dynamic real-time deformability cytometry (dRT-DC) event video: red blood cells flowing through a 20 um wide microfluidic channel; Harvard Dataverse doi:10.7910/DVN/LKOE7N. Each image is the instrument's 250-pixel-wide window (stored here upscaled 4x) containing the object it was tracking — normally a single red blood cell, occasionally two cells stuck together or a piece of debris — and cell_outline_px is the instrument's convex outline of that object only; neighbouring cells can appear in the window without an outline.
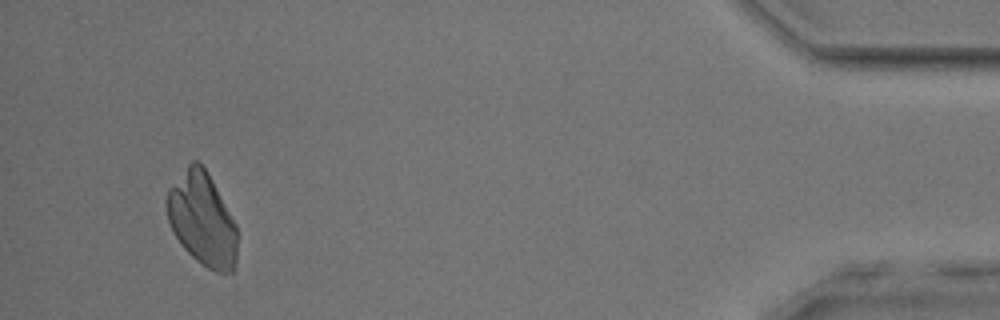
{"species": "common noctule bat (a hibernating species)", "species_latin": "Nyctalus noctula", "temperature_condition": "room temperature", "stored_images_in_passage": 47, "camera_frame_rate_fps": 3000, "um_per_image_px": 0.085, "animal": {"sex": "male", "body_mass_g": 17.9, "forearm_length_mm": 54.2}, "frame": {"image": 1, "passage_image": 44, "time_ms": 14.333, "image_size_px": [1000, 320], "cell_outline_px": [[236, 260], [232, 272], [216, 272], [208, 268], [196, 260], [180, 244], [172, 232], [168, 220], [168, 188], [188, 164], [192, 160], [196, 160], [204, 168], [236, 224]], "centroid_in_image_um": [17.17, 18.66], "position_along_channel_um": 418.0, "area_um2": 37.51}}